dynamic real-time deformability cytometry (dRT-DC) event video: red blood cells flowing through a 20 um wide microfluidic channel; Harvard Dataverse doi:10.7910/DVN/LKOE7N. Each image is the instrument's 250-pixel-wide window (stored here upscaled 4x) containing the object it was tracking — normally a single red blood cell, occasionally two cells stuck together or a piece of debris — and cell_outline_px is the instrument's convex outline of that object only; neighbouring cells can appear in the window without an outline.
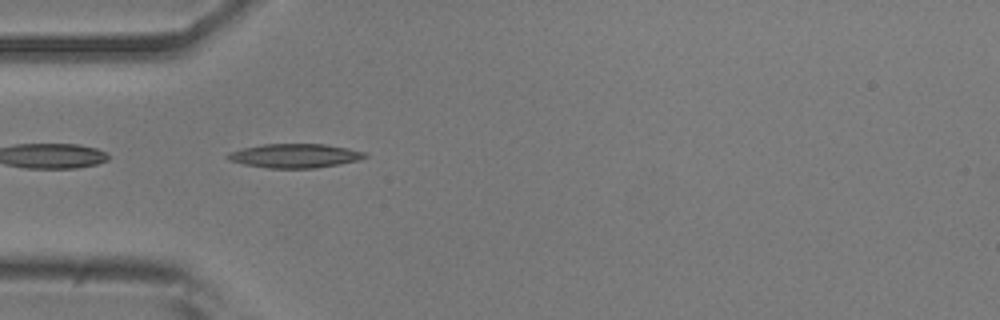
{"species": "common noctule bat (a hibernating species)", "species_latin": "Nyctalus noctula", "temperature_condition": "room temperature", "stored_images_in_passage": 33, "camera_frame_rate_fps": 3000, "um_per_image_px": 0.085, "animal": {"sex": "male", "body_mass_g": 20.5, "forearm_length_mm": 52.5}, "frame": {"image": 1, "passage_image": 2, "time_ms": 0.333, "image_size_px": [1000, 320], "cell_outline_px": [[368, 156], [360, 160], [340, 164], [316, 168], [268, 168], [244, 164], [228, 160], [224, 156], [228, 152], [244, 148], [264, 144], [324, 144], [348, 148], [364, 152]], "centroid_in_image_um": [25.05, 13.24], "position_along_channel_um": 59.9, "area_um2": 19.25}}
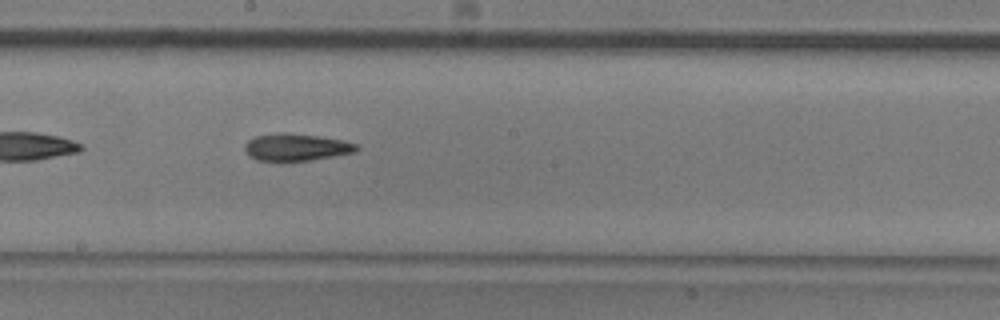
{"frame": {"image": 2, "passage_image": 15, "time_ms": 4.667, "image_size_px": [1000, 320], "cell_outline_px": [[360, 148], [356, 152], [312, 160], [256, 160], [248, 156], [244, 148], [244, 144], [248, 140], [256, 136], [276, 132], [284, 132], [316, 136], [340, 140], [356, 144]], "centroid_in_image_um": [25.14, 12.51], "position_along_channel_um": 223.1, "area_um2": 17.57}}
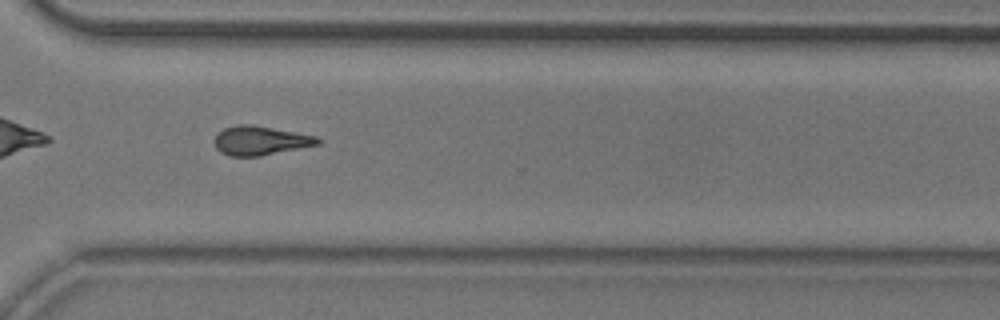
{"frame": {"image": 3, "passage_image": 25, "time_ms": 8.0, "image_size_px": [1000, 320], "cell_outline_px": [[320, 144], [260, 156], [228, 156], [220, 152], [216, 148], [212, 140], [224, 128], [236, 124], [252, 124], [296, 132], [316, 136], [320, 140]], "centroid_in_image_um": [22.09, 11.95], "position_along_channel_um": 348.5, "area_um2": 17.57}, "authors_computed_cell_mechanics": {"area_um2": 17.4556, "velocity_mm_per_s": 3.7792, "shape_relaxation_time_tau1_ms": 5.674, "shape_relaxation_time_tau2_ms": null, "deformation_change_tau1": 0.1624, "deformation_change_tau2": null}}